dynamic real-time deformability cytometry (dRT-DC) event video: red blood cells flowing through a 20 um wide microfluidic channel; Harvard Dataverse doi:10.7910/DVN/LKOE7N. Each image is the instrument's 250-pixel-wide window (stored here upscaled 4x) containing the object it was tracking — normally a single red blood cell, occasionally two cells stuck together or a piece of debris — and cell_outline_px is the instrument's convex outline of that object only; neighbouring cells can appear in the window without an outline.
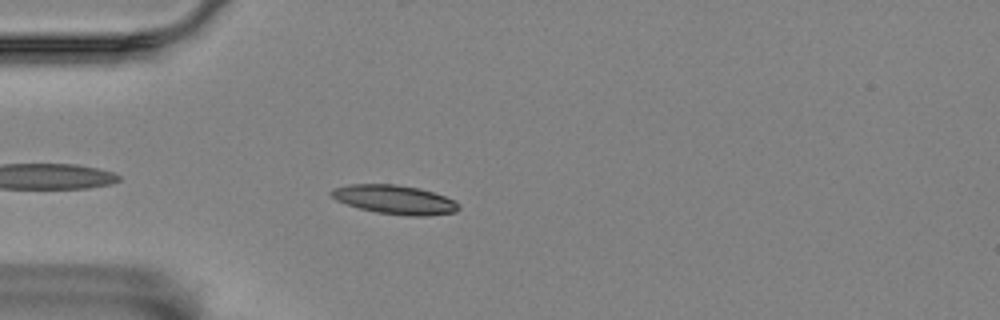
{"species": "Egyptian fruit bat (a non-hibernating species)", "species_latin": "Rousettus aegyptiacus", "temperature_condition": "room temperature", "stored_images_in_passage": 5, "camera_frame_rate_fps": 3000, "um_per_image_px": 0.085, "animal": {"sex": "female"}, "frame": {"image": 1, "passage_image": 4, "time_ms": 1.0, "image_size_px": [1000, 320], "cell_outline_px": [[460, 208], [456, 212], [428, 216], [408, 216], [376, 212], [360, 208], [336, 200], [328, 192], [332, 188], [352, 184], [396, 184], [420, 188], [444, 196], [452, 200]], "centroid_in_image_um": [33.53, 16.96], "position_along_channel_um": 51.5, "area_um2": 21.39}}